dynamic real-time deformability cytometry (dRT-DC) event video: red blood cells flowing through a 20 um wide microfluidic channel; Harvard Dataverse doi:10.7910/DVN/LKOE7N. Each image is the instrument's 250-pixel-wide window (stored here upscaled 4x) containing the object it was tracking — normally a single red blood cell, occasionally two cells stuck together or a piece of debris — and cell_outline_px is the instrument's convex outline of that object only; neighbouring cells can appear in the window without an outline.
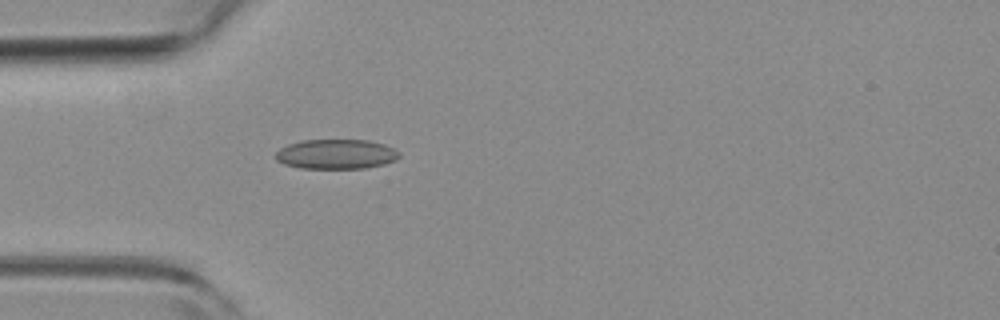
{"species": "common noctule bat (a hibernating species)", "species_latin": "Nyctalus noctula", "temperature_condition": "room temperature", "stored_images_in_passage": 4, "camera_frame_rate_fps": 3000, "um_per_image_px": 0.085, "animal": {"sex": "female", "body_mass_g": 19.3, "forearm_length_mm": 54.1}, "frame": {"image": 1, "passage_image": 4, "time_ms": 1.0, "image_size_px": [1000, 320], "cell_outline_px": [[400, 156], [396, 160], [384, 164], [368, 168], [300, 168], [284, 164], [276, 160], [276, 152], [280, 148], [288, 144], [300, 140], [368, 140], [384, 144], [400, 152]], "centroid_in_image_um": [28.58, 13.1], "position_along_channel_um": 56.4, "area_um2": 21.5}}